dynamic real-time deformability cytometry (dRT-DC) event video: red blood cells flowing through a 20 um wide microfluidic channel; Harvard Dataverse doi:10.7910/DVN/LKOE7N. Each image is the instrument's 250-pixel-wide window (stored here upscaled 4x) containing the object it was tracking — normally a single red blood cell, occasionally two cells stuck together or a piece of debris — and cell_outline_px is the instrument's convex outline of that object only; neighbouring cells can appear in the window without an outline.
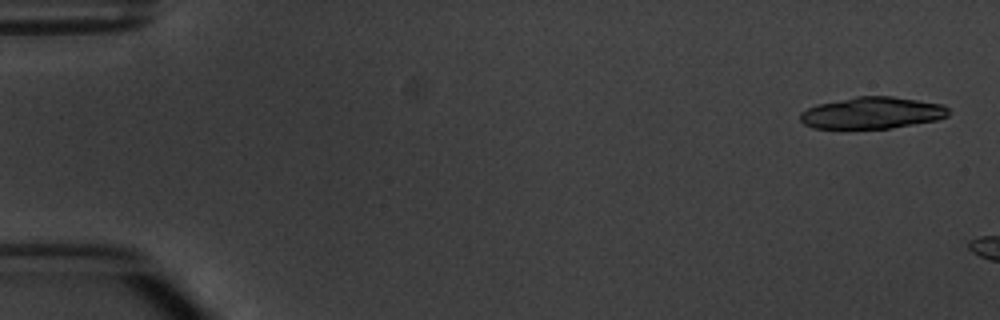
{"species": "common noctule bat (a hibernating species)", "species_latin": "Nyctalus noctula", "temperature_condition": "warm", "stored_images_in_passage": 3, "camera_frame_rate_fps": 3000, "um_per_image_px": 0.085, "animal": {"sex": "male", "body_mass_g": 20.1, "forearm_length_mm": 53.5}, "frame": {"image": 1, "passage_image": 1, "time_ms": 0.0, "image_size_px": [1000, 320], "cell_outline_px": [[948, 116], [936, 120], [888, 128], [812, 128], [804, 124], [800, 120], [800, 112], [816, 104], [856, 96], [892, 96], [944, 104], [948, 108]], "centroid_in_image_um": [74.11, 9.58], "position_along_channel_um": 10.9, "area_um2": 27.34}}